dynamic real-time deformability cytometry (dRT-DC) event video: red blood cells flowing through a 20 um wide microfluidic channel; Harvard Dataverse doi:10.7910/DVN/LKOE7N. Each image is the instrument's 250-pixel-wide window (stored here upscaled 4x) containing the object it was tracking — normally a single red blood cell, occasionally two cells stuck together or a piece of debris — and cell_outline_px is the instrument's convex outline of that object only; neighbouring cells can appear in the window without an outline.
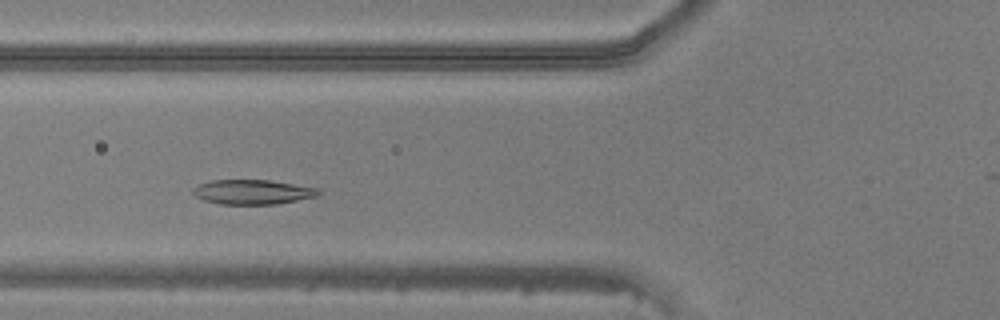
{"species": "common noctule bat (a hibernating species)", "species_latin": "Nyctalus noctula", "temperature_condition": "warm", "stored_images_in_passage": 40, "camera_frame_rate_fps": 3000, "um_per_image_px": 0.085, "animal": {"sex": "male", "body_mass_g": 20.5, "forearm_length_mm": 52.5}, "frame": {"image": 1, "passage_image": 10, "time_ms": 3.0, "image_size_px": [1000, 320], "cell_outline_px": [[320, 196], [276, 204], [220, 204], [204, 200], [196, 196], [192, 192], [192, 188], [200, 184], [212, 180], [268, 180], [316, 188], [320, 192]], "centroid_in_image_um": [21.46, 16.32], "position_along_channel_um": 104.3, "area_um2": 17.86}}
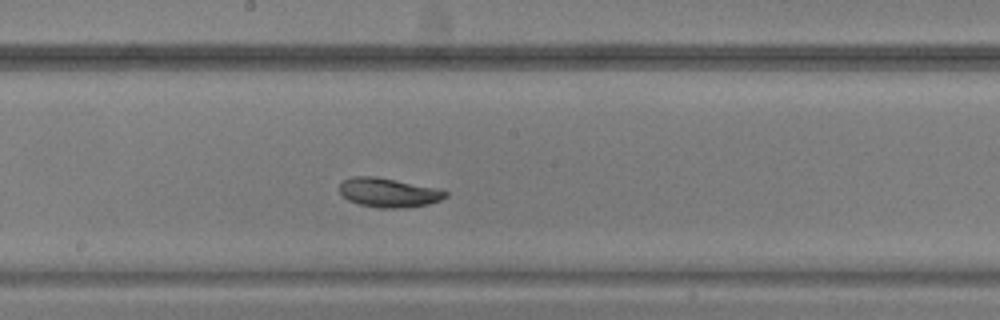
{"frame": {"image": 2, "passage_image": 18, "time_ms": 5.667, "image_size_px": [1000, 320], "cell_outline_px": [[448, 196], [440, 200], [428, 204], [404, 208], [376, 208], [360, 204], [348, 200], [340, 192], [340, 184], [344, 180], [352, 176], [372, 176], [396, 180], [440, 188], [448, 192]], "centroid_in_image_um": [33.06, 16.37], "position_along_channel_um": 215.1, "area_um2": 18.09}}
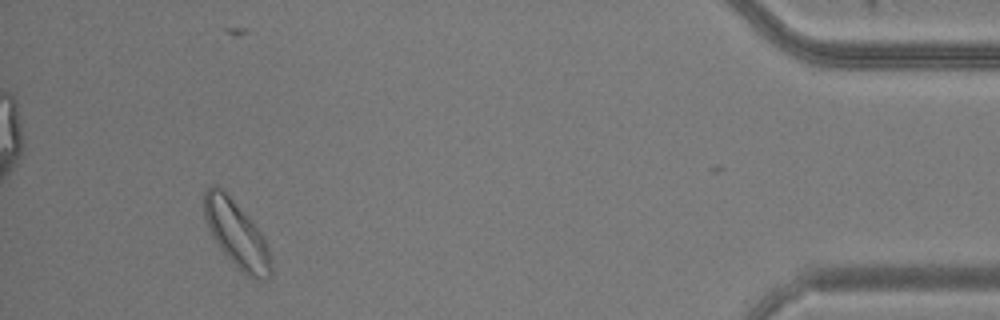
{"frame": {"image": 3, "passage_image": 37, "time_ms": 12.0, "image_size_px": [1000, 320], "cell_outline_px": [[272, 272], [268, 280], [260, 280], [248, 276], [216, 244], [212, 236], [204, 216], [204, 192], [208, 184], [216, 184], [224, 188], [248, 216], [264, 236], [268, 248], [272, 268]], "centroid_in_image_um": [20.1, 19.83], "position_along_channel_um": 415.1, "area_um2": 25.95}}